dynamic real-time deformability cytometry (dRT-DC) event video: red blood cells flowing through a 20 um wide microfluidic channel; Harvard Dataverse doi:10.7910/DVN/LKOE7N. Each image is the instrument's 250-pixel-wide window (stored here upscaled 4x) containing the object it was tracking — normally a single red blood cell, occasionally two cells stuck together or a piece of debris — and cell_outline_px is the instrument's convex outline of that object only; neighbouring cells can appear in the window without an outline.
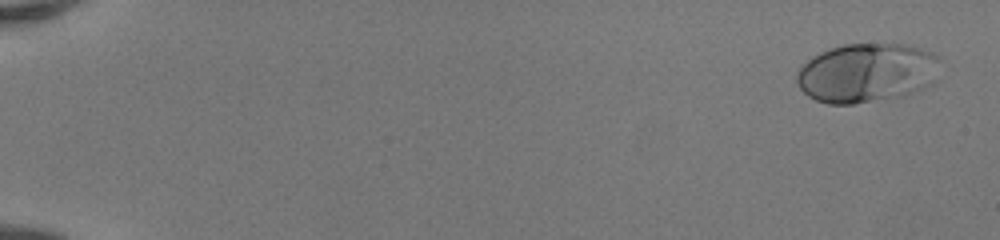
{"species": "human", "species_latin": "Homo sapiens", "temperature_condition": "room temperature", "stored_images_in_passage": 51, "camera_frame_rate_fps": 3000, "um_per_image_px": 0.085, "donor": {"sex": "female"}, "frame": {"image": 1, "passage_image": 3, "time_ms": 0.667, "image_size_px": [1000, 240], "cell_outline_px": [[936, 60], [932, 84], [904, 96], [852, 104], [828, 104], [816, 100], [808, 96], [800, 88], [796, 80], [796, 72], [812, 56], [820, 52], [844, 44], [904, 44], [920, 48], [932, 52], [936, 56]], "centroid_in_image_um": [73.61, 6.2], "position_along_channel_um": 11.4, "area_um2": 49.01}}
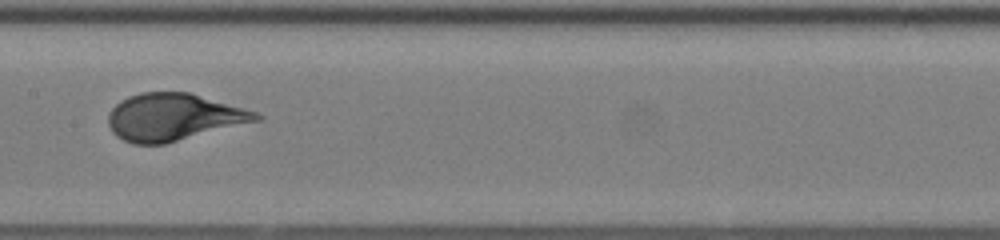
{"frame": {"image": 2, "passage_image": 29, "time_ms": 9.333, "image_size_px": [1000, 240], "cell_outline_px": [[264, 116], [260, 120], [164, 144], [132, 144], [116, 136], [112, 132], [108, 124], [108, 112], [120, 100], [128, 96], [140, 92], [188, 92], [244, 108], [256, 112]], "centroid_in_image_um": [14.71, 9.95], "position_along_channel_um": 192.7, "area_um2": 40.52}}
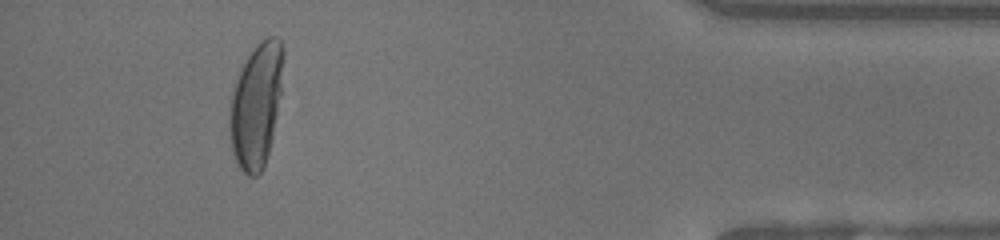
{"frame": {"image": 3, "passage_image": 48, "time_ms": 15.667, "image_size_px": [1000, 240], "cell_outline_px": [[284, 56], [280, 92], [272, 140], [264, 168], [256, 176], [248, 176], [240, 168], [236, 160], [232, 148], [228, 128], [228, 112], [232, 92], [236, 80], [248, 56], [256, 44], [260, 40], [268, 36], [276, 36], [284, 44]], "centroid_in_image_um": [21.77, 8.93], "position_along_channel_um": 413.4, "area_um2": 38.96}}